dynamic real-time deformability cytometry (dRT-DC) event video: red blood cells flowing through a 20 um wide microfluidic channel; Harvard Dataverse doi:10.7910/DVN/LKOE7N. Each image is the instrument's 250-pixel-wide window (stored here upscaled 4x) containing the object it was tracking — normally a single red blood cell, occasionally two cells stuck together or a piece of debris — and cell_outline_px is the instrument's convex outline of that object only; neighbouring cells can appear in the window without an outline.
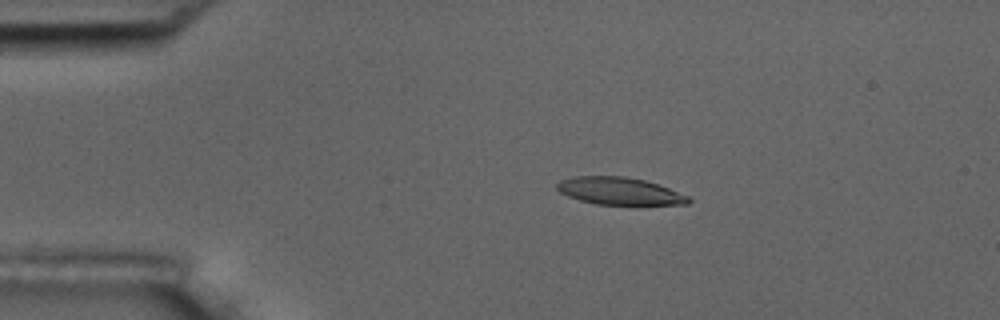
{"species": "common noctule bat (a hibernating species)", "species_latin": "Nyctalus noctula", "temperature_condition": "room temperature", "stored_images_in_passage": 6, "camera_frame_rate_fps": 3000, "um_per_image_px": 0.085, "animal": {"sex": "male", "body_mass_g": 17.5, "forearm_length_mm": 52.3}, "frame": {"image": 1, "passage_image": 3, "time_ms": 2.333, "image_size_px": [1000, 320], "cell_outline_px": [[692, 200], [688, 204], [596, 204], [580, 200], [568, 196], [560, 192], [556, 188], [556, 184], [560, 180], [572, 176], [624, 176], [644, 180], [668, 188], [688, 196]], "centroid_in_image_um": [52.61, 16.23], "position_along_channel_um": 32.4, "area_um2": 20.75}}
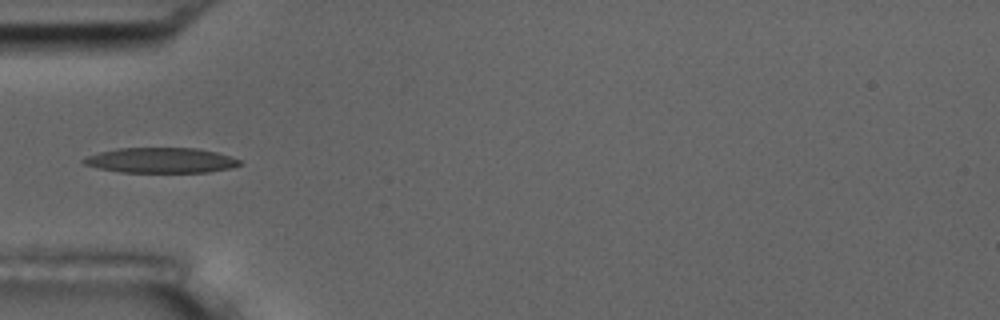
{"frame": {"image": 2, "passage_image": 5, "time_ms": 4.667, "image_size_px": [1000, 320], "cell_outline_px": [[240, 164], [232, 168], [208, 172], [120, 172], [100, 168], [84, 164], [80, 160], [88, 156], [100, 152], [116, 148], [196, 148], [216, 152], [240, 160]], "centroid_in_image_um": [13.66, 13.63], "position_along_channel_um": 71.3, "area_um2": 22.77}}